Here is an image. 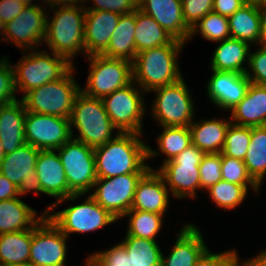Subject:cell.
<instances>
[{
  "instance_id": "48",
  "label": "cell",
  "mask_w": 266,
  "mask_h": 266,
  "mask_svg": "<svg viewBox=\"0 0 266 266\" xmlns=\"http://www.w3.org/2000/svg\"><path fill=\"white\" fill-rule=\"evenodd\" d=\"M26 5L18 0H0V19L4 24L21 14Z\"/></svg>"
},
{
  "instance_id": "59",
  "label": "cell",
  "mask_w": 266,
  "mask_h": 266,
  "mask_svg": "<svg viewBox=\"0 0 266 266\" xmlns=\"http://www.w3.org/2000/svg\"><path fill=\"white\" fill-rule=\"evenodd\" d=\"M258 7H266V0H261V2L258 4Z\"/></svg>"
},
{
  "instance_id": "13",
  "label": "cell",
  "mask_w": 266,
  "mask_h": 266,
  "mask_svg": "<svg viewBox=\"0 0 266 266\" xmlns=\"http://www.w3.org/2000/svg\"><path fill=\"white\" fill-rule=\"evenodd\" d=\"M66 238L46 216L32 227L29 264L33 266H65Z\"/></svg>"
},
{
  "instance_id": "25",
  "label": "cell",
  "mask_w": 266,
  "mask_h": 266,
  "mask_svg": "<svg viewBox=\"0 0 266 266\" xmlns=\"http://www.w3.org/2000/svg\"><path fill=\"white\" fill-rule=\"evenodd\" d=\"M39 152L36 147L25 143L5 154L0 161V174L18 187L22 179L33 177Z\"/></svg>"
},
{
  "instance_id": "33",
  "label": "cell",
  "mask_w": 266,
  "mask_h": 266,
  "mask_svg": "<svg viewBox=\"0 0 266 266\" xmlns=\"http://www.w3.org/2000/svg\"><path fill=\"white\" fill-rule=\"evenodd\" d=\"M243 161L248 174L260 186L266 174V125L251 127V140Z\"/></svg>"
},
{
  "instance_id": "42",
  "label": "cell",
  "mask_w": 266,
  "mask_h": 266,
  "mask_svg": "<svg viewBox=\"0 0 266 266\" xmlns=\"http://www.w3.org/2000/svg\"><path fill=\"white\" fill-rule=\"evenodd\" d=\"M87 260L92 266H128V253L118 243L110 250L92 254Z\"/></svg>"
},
{
  "instance_id": "9",
  "label": "cell",
  "mask_w": 266,
  "mask_h": 266,
  "mask_svg": "<svg viewBox=\"0 0 266 266\" xmlns=\"http://www.w3.org/2000/svg\"><path fill=\"white\" fill-rule=\"evenodd\" d=\"M205 153L191 144L174 159L164 162L158 173L177 198L195 197L200 188L199 165Z\"/></svg>"
},
{
  "instance_id": "45",
  "label": "cell",
  "mask_w": 266,
  "mask_h": 266,
  "mask_svg": "<svg viewBox=\"0 0 266 266\" xmlns=\"http://www.w3.org/2000/svg\"><path fill=\"white\" fill-rule=\"evenodd\" d=\"M248 64L253 71V76L250 72H246V76L251 83L257 85H266V46H260V49L253 54H249Z\"/></svg>"
},
{
  "instance_id": "57",
  "label": "cell",
  "mask_w": 266,
  "mask_h": 266,
  "mask_svg": "<svg viewBox=\"0 0 266 266\" xmlns=\"http://www.w3.org/2000/svg\"><path fill=\"white\" fill-rule=\"evenodd\" d=\"M3 31L2 32V34H3V36H4V31H5V24H4V22L0 19V31Z\"/></svg>"
},
{
  "instance_id": "41",
  "label": "cell",
  "mask_w": 266,
  "mask_h": 266,
  "mask_svg": "<svg viewBox=\"0 0 266 266\" xmlns=\"http://www.w3.org/2000/svg\"><path fill=\"white\" fill-rule=\"evenodd\" d=\"M221 153H205L199 165L200 188L209 189L222 180Z\"/></svg>"
},
{
  "instance_id": "6",
  "label": "cell",
  "mask_w": 266,
  "mask_h": 266,
  "mask_svg": "<svg viewBox=\"0 0 266 266\" xmlns=\"http://www.w3.org/2000/svg\"><path fill=\"white\" fill-rule=\"evenodd\" d=\"M53 57L46 51L27 54L18 64H15L14 85L24 94L30 90L40 87L48 82L61 79L72 67V62L66 58L52 53Z\"/></svg>"
},
{
  "instance_id": "4",
  "label": "cell",
  "mask_w": 266,
  "mask_h": 266,
  "mask_svg": "<svg viewBox=\"0 0 266 266\" xmlns=\"http://www.w3.org/2000/svg\"><path fill=\"white\" fill-rule=\"evenodd\" d=\"M69 122L80 133L74 139L92 148L111 141L112 132L117 129L107 115L102 99L89 97L82 91L76 96Z\"/></svg>"
},
{
  "instance_id": "29",
  "label": "cell",
  "mask_w": 266,
  "mask_h": 266,
  "mask_svg": "<svg viewBox=\"0 0 266 266\" xmlns=\"http://www.w3.org/2000/svg\"><path fill=\"white\" fill-rule=\"evenodd\" d=\"M232 122L223 120H203L191 123V140L204 153H221L225 144L226 132Z\"/></svg>"
},
{
  "instance_id": "21",
  "label": "cell",
  "mask_w": 266,
  "mask_h": 266,
  "mask_svg": "<svg viewBox=\"0 0 266 266\" xmlns=\"http://www.w3.org/2000/svg\"><path fill=\"white\" fill-rule=\"evenodd\" d=\"M120 14L111 11H86L84 46L87 56L101 55L108 47Z\"/></svg>"
},
{
  "instance_id": "50",
  "label": "cell",
  "mask_w": 266,
  "mask_h": 266,
  "mask_svg": "<svg viewBox=\"0 0 266 266\" xmlns=\"http://www.w3.org/2000/svg\"><path fill=\"white\" fill-rule=\"evenodd\" d=\"M19 196L18 187L0 174V201L10 200Z\"/></svg>"
},
{
  "instance_id": "36",
  "label": "cell",
  "mask_w": 266,
  "mask_h": 266,
  "mask_svg": "<svg viewBox=\"0 0 266 266\" xmlns=\"http://www.w3.org/2000/svg\"><path fill=\"white\" fill-rule=\"evenodd\" d=\"M124 216H129L128 236L155 240L162 226V214L141 210H130Z\"/></svg>"
},
{
  "instance_id": "53",
  "label": "cell",
  "mask_w": 266,
  "mask_h": 266,
  "mask_svg": "<svg viewBox=\"0 0 266 266\" xmlns=\"http://www.w3.org/2000/svg\"><path fill=\"white\" fill-rule=\"evenodd\" d=\"M248 266H266V251L260 253L257 257L245 262Z\"/></svg>"
},
{
  "instance_id": "40",
  "label": "cell",
  "mask_w": 266,
  "mask_h": 266,
  "mask_svg": "<svg viewBox=\"0 0 266 266\" xmlns=\"http://www.w3.org/2000/svg\"><path fill=\"white\" fill-rule=\"evenodd\" d=\"M222 179L230 183L243 185L247 190V185H251L258 192L259 185L248 174L244 161L225 156L221 153Z\"/></svg>"
},
{
  "instance_id": "31",
  "label": "cell",
  "mask_w": 266,
  "mask_h": 266,
  "mask_svg": "<svg viewBox=\"0 0 266 266\" xmlns=\"http://www.w3.org/2000/svg\"><path fill=\"white\" fill-rule=\"evenodd\" d=\"M32 228L0 235V266L29 264Z\"/></svg>"
},
{
  "instance_id": "43",
  "label": "cell",
  "mask_w": 266,
  "mask_h": 266,
  "mask_svg": "<svg viewBox=\"0 0 266 266\" xmlns=\"http://www.w3.org/2000/svg\"><path fill=\"white\" fill-rule=\"evenodd\" d=\"M181 3L184 21L192 28L205 15L213 11L214 0H181Z\"/></svg>"
},
{
  "instance_id": "35",
  "label": "cell",
  "mask_w": 266,
  "mask_h": 266,
  "mask_svg": "<svg viewBox=\"0 0 266 266\" xmlns=\"http://www.w3.org/2000/svg\"><path fill=\"white\" fill-rule=\"evenodd\" d=\"M164 131L158 136L159 149L166 154L164 161L174 159L184 149L192 144L189 126H164Z\"/></svg>"
},
{
  "instance_id": "20",
  "label": "cell",
  "mask_w": 266,
  "mask_h": 266,
  "mask_svg": "<svg viewBox=\"0 0 266 266\" xmlns=\"http://www.w3.org/2000/svg\"><path fill=\"white\" fill-rule=\"evenodd\" d=\"M168 194L164 179L150 168L137 183L131 210L164 215L169 204Z\"/></svg>"
},
{
  "instance_id": "3",
  "label": "cell",
  "mask_w": 266,
  "mask_h": 266,
  "mask_svg": "<svg viewBox=\"0 0 266 266\" xmlns=\"http://www.w3.org/2000/svg\"><path fill=\"white\" fill-rule=\"evenodd\" d=\"M86 10L76 4H66L55 10L52 21L46 20V34L44 41L54 54L66 58L69 62L77 51L85 52Z\"/></svg>"
},
{
  "instance_id": "32",
  "label": "cell",
  "mask_w": 266,
  "mask_h": 266,
  "mask_svg": "<svg viewBox=\"0 0 266 266\" xmlns=\"http://www.w3.org/2000/svg\"><path fill=\"white\" fill-rule=\"evenodd\" d=\"M136 52L171 44L175 39L166 32L151 16L136 9L135 28Z\"/></svg>"
},
{
  "instance_id": "28",
  "label": "cell",
  "mask_w": 266,
  "mask_h": 266,
  "mask_svg": "<svg viewBox=\"0 0 266 266\" xmlns=\"http://www.w3.org/2000/svg\"><path fill=\"white\" fill-rule=\"evenodd\" d=\"M36 214L17 197L0 201V235L32 228L42 217L36 219Z\"/></svg>"
},
{
  "instance_id": "44",
  "label": "cell",
  "mask_w": 266,
  "mask_h": 266,
  "mask_svg": "<svg viewBox=\"0 0 266 266\" xmlns=\"http://www.w3.org/2000/svg\"><path fill=\"white\" fill-rule=\"evenodd\" d=\"M13 68L6 58L0 60V106L17 100L14 95L16 89Z\"/></svg>"
},
{
  "instance_id": "24",
  "label": "cell",
  "mask_w": 266,
  "mask_h": 266,
  "mask_svg": "<svg viewBox=\"0 0 266 266\" xmlns=\"http://www.w3.org/2000/svg\"><path fill=\"white\" fill-rule=\"evenodd\" d=\"M232 111L233 124L246 127L266 125V85L250 83L244 98ZM239 121V122H238Z\"/></svg>"
},
{
  "instance_id": "11",
  "label": "cell",
  "mask_w": 266,
  "mask_h": 266,
  "mask_svg": "<svg viewBox=\"0 0 266 266\" xmlns=\"http://www.w3.org/2000/svg\"><path fill=\"white\" fill-rule=\"evenodd\" d=\"M144 174L127 173L97 178L93 185L96 190L90 196L114 218L120 219L131 210L137 183Z\"/></svg>"
},
{
  "instance_id": "61",
  "label": "cell",
  "mask_w": 266,
  "mask_h": 266,
  "mask_svg": "<svg viewBox=\"0 0 266 266\" xmlns=\"http://www.w3.org/2000/svg\"><path fill=\"white\" fill-rule=\"evenodd\" d=\"M85 264H86L85 266H92V265L88 262V260H87V262H86Z\"/></svg>"
},
{
  "instance_id": "56",
  "label": "cell",
  "mask_w": 266,
  "mask_h": 266,
  "mask_svg": "<svg viewBox=\"0 0 266 266\" xmlns=\"http://www.w3.org/2000/svg\"><path fill=\"white\" fill-rule=\"evenodd\" d=\"M4 155H5L4 154V150H3L2 143H1V140H0V161L2 160Z\"/></svg>"
},
{
  "instance_id": "1",
  "label": "cell",
  "mask_w": 266,
  "mask_h": 266,
  "mask_svg": "<svg viewBox=\"0 0 266 266\" xmlns=\"http://www.w3.org/2000/svg\"><path fill=\"white\" fill-rule=\"evenodd\" d=\"M139 135L118 132L111 141L94 148L97 178L146 173L150 169L145 161L158 153L140 141Z\"/></svg>"
},
{
  "instance_id": "37",
  "label": "cell",
  "mask_w": 266,
  "mask_h": 266,
  "mask_svg": "<svg viewBox=\"0 0 266 266\" xmlns=\"http://www.w3.org/2000/svg\"><path fill=\"white\" fill-rule=\"evenodd\" d=\"M196 27H199L201 35L210 41L219 42L230 38L228 17L214 11L209 12L192 26L190 37L198 32Z\"/></svg>"
},
{
  "instance_id": "39",
  "label": "cell",
  "mask_w": 266,
  "mask_h": 266,
  "mask_svg": "<svg viewBox=\"0 0 266 266\" xmlns=\"http://www.w3.org/2000/svg\"><path fill=\"white\" fill-rule=\"evenodd\" d=\"M207 191L214 203L216 202L217 206L224 209L235 208L247 195V189L243 185L230 183L223 179L212 185Z\"/></svg>"
},
{
  "instance_id": "38",
  "label": "cell",
  "mask_w": 266,
  "mask_h": 266,
  "mask_svg": "<svg viewBox=\"0 0 266 266\" xmlns=\"http://www.w3.org/2000/svg\"><path fill=\"white\" fill-rule=\"evenodd\" d=\"M229 125L222 154L231 158L244 160L251 140V127Z\"/></svg>"
},
{
  "instance_id": "8",
  "label": "cell",
  "mask_w": 266,
  "mask_h": 266,
  "mask_svg": "<svg viewBox=\"0 0 266 266\" xmlns=\"http://www.w3.org/2000/svg\"><path fill=\"white\" fill-rule=\"evenodd\" d=\"M88 59L91 70L86 90H81L85 95L102 99L133 82L132 62L103 55H91Z\"/></svg>"
},
{
  "instance_id": "14",
  "label": "cell",
  "mask_w": 266,
  "mask_h": 266,
  "mask_svg": "<svg viewBox=\"0 0 266 266\" xmlns=\"http://www.w3.org/2000/svg\"><path fill=\"white\" fill-rule=\"evenodd\" d=\"M46 216L67 237L74 232L94 231L117 220L90 195L83 204Z\"/></svg>"
},
{
  "instance_id": "27",
  "label": "cell",
  "mask_w": 266,
  "mask_h": 266,
  "mask_svg": "<svg viewBox=\"0 0 266 266\" xmlns=\"http://www.w3.org/2000/svg\"><path fill=\"white\" fill-rule=\"evenodd\" d=\"M221 42L213 54L211 69L245 74L248 70L242 64L249 59V43L231 37Z\"/></svg>"
},
{
  "instance_id": "12",
  "label": "cell",
  "mask_w": 266,
  "mask_h": 266,
  "mask_svg": "<svg viewBox=\"0 0 266 266\" xmlns=\"http://www.w3.org/2000/svg\"><path fill=\"white\" fill-rule=\"evenodd\" d=\"M134 82L102 98L105 111L121 133L141 134L144 103Z\"/></svg>"
},
{
  "instance_id": "49",
  "label": "cell",
  "mask_w": 266,
  "mask_h": 266,
  "mask_svg": "<svg viewBox=\"0 0 266 266\" xmlns=\"http://www.w3.org/2000/svg\"><path fill=\"white\" fill-rule=\"evenodd\" d=\"M245 4L244 0H214L213 11L229 17Z\"/></svg>"
},
{
  "instance_id": "22",
  "label": "cell",
  "mask_w": 266,
  "mask_h": 266,
  "mask_svg": "<svg viewBox=\"0 0 266 266\" xmlns=\"http://www.w3.org/2000/svg\"><path fill=\"white\" fill-rule=\"evenodd\" d=\"M26 112L22 100L0 106V140L4 154L13 152L26 143Z\"/></svg>"
},
{
  "instance_id": "47",
  "label": "cell",
  "mask_w": 266,
  "mask_h": 266,
  "mask_svg": "<svg viewBox=\"0 0 266 266\" xmlns=\"http://www.w3.org/2000/svg\"><path fill=\"white\" fill-rule=\"evenodd\" d=\"M237 256L235 250L212 254L207 249L194 266H239Z\"/></svg>"
},
{
  "instance_id": "52",
  "label": "cell",
  "mask_w": 266,
  "mask_h": 266,
  "mask_svg": "<svg viewBox=\"0 0 266 266\" xmlns=\"http://www.w3.org/2000/svg\"><path fill=\"white\" fill-rule=\"evenodd\" d=\"M259 13L261 23L259 44L266 46V7H259Z\"/></svg>"
},
{
  "instance_id": "54",
  "label": "cell",
  "mask_w": 266,
  "mask_h": 266,
  "mask_svg": "<svg viewBox=\"0 0 266 266\" xmlns=\"http://www.w3.org/2000/svg\"><path fill=\"white\" fill-rule=\"evenodd\" d=\"M50 5V7L55 8L56 6L66 5V4H78L83 3L82 0H44ZM60 3V4H59Z\"/></svg>"
},
{
  "instance_id": "23",
  "label": "cell",
  "mask_w": 266,
  "mask_h": 266,
  "mask_svg": "<svg viewBox=\"0 0 266 266\" xmlns=\"http://www.w3.org/2000/svg\"><path fill=\"white\" fill-rule=\"evenodd\" d=\"M206 250L199 229L188 224L182 228L167 259L162 254L161 266H194Z\"/></svg>"
},
{
  "instance_id": "55",
  "label": "cell",
  "mask_w": 266,
  "mask_h": 266,
  "mask_svg": "<svg viewBox=\"0 0 266 266\" xmlns=\"http://www.w3.org/2000/svg\"><path fill=\"white\" fill-rule=\"evenodd\" d=\"M245 3L248 4H259L261 2V0H244Z\"/></svg>"
},
{
  "instance_id": "7",
  "label": "cell",
  "mask_w": 266,
  "mask_h": 266,
  "mask_svg": "<svg viewBox=\"0 0 266 266\" xmlns=\"http://www.w3.org/2000/svg\"><path fill=\"white\" fill-rule=\"evenodd\" d=\"M55 151L63 164L69 190L80 195L91 190L97 179L94 148L72 137Z\"/></svg>"
},
{
  "instance_id": "34",
  "label": "cell",
  "mask_w": 266,
  "mask_h": 266,
  "mask_svg": "<svg viewBox=\"0 0 266 266\" xmlns=\"http://www.w3.org/2000/svg\"><path fill=\"white\" fill-rule=\"evenodd\" d=\"M121 244L128 253V266H161L162 253L155 240L126 234Z\"/></svg>"
},
{
  "instance_id": "26",
  "label": "cell",
  "mask_w": 266,
  "mask_h": 266,
  "mask_svg": "<svg viewBox=\"0 0 266 266\" xmlns=\"http://www.w3.org/2000/svg\"><path fill=\"white\" fill-rule=\"evenodd\" d=\"M135 28L136 10L129 14L120 15L108 47L101 55L133 62L137 54L134 39Z\"/></svg>"
},
{
  "instance_id": "18",
  "label": "cell",
  "mask_w": 266,
  "mask_h": 266,
  "mask_svg": "<svg viewBox=\"0 0 266 266\" xmlns=\"http://www.w3.org/2000/svg\"><path fill=\"white\" fill-rule=\"evenodd\" d=\"M138 9L151 16L175 40L186 42L191 28L182 13L181 0H138Z\"/></svg>"
},
{
  "instance_id": "58",
  "label": "cell",
  "mask_w": 266,
  "mask_h": 266,
  "mask_svg": "<svg viewBox=\"0 0 266 266\" xmlns=\"http://www.w3.org/2000/svg\"><path fill=\"white\" fill-rule=\"evenodd\" d=\"M20 2H22L24 5H33V3H31V1L33 0H18Z\"/></svg>"
},
{
  "instance_id": "60",
  "label": "cell",
  "mask_w": 266,
  "mask_h": 266,
  "mask_svg": "<svg viewBox=\"0 0 266 266\" xmlns=\"http://www.w3.org/2000/svg\"><path fill=\"white\" fill-rule=\"evenodd\" d=\"M5 266H33V265L25 264V265H5Z\"/></svg>"
},
{
  "instance_id": "2",
  "label": "cell",
  "mask_w": 266,
  "mask_h": 266,
  "mask_svg": "<svg viewBox=\"0 0 266 266\" xmlns=\"http://www.w3.org/2000/svg\"><path fill=\"white\" fill-rule=\"evenodd\" d=\"M183 45V42L174 40L171 44L137 53L132 62L133 82H138L145 90L143 92H149L180 80L177 54Z\"/></svg>"
},
{
  "instance_id": "46",
  "label": "cell",
  "mask_w": 266,
  "mask_h": 266,
  "mask_svg": "<svg viewBox=\"0 0 266 266\" xmlns=\"http://www.w3.org/2000/svg\"><path fill=\"white\" fill-rule=\"evenodd\" d=\"M87 0H82L86 2ZM94 7L86 11H111L120 15L129 14L138 8V0H93Z\"/></svg>"
},
{
  "instance_id": "10",
  "label": "cell",
  "mask_w": 266,
  "mask_h": 266,
  "mask_svg": "<svg viewBox=\"0 0 266 266\" xmlns=\"http://www.w3.org/2000/svg\"><path fill=\"white\" fill-rule=\"evenodd\" d=\"M154 91L157 98L153 104V115L162 127L189 126L194 122V106L183 78Z\"/></svg>"
},
{
  "instance_id": "51",
  "label": "cell",
  "mask_w": 266,
  "mask_h": 266,
  "mask_svg": "<svg viewBox=\"0 0 266 266\" xmlns=\"http://www.w3.org/2000/svg\"><path fill=\"white\" fill-rule=\"evenodd\" d=\"M31 190H34L36 194H38V192L43 193V190L41 188V185H40V182H39V179L36 173L33 174V177L22 179L20 185L18 186L19 195H24L27 191H31Z\"/></svg>"
},
{
  "instance_id": "30",
  "label": "cell",
  "mask_w": 266,
  "mask_h": 266,
  "mask_svg": "<svg viewBox=\"0 0 266 266\" xmlns=\"http://www.w3.org/2000/svg\"><path fill=\"white\" fill-rule=\"evenodd\" d=\"M230 37L241 41L259 43L260 13L257 4L246 3L228 17Z\"/></svg>"
},
{
  "instance_id": "19",
  "label": "cell",
  "mask_w": 266,
  "mask_h": 266,
  "mask_svg": "<svg viewBox=\"0 0 266 266\" xmlns=\"http://www.w3.org/2000/svg\"><path fill=\"white\" fill-rule=\"evenodd\" d=\"M212 71L207 84L208 97L222 109H233L246 95L250 80L246 74Z\"/></svg>"
},
{
  "instance_id": "16",
  "label": "cell",
  "mask_w": 266,
  "mask_h": 266,
  "mask_svg": "<svg viewBox=\"0 0 266 266\" xmlns=\"http://www.w3.org/2000/svg\"><path fill=\"white\" fill-rule=\"evenodd\" d=\"M35 173L43 193L57 198L56 203L49 206L44 214H49V211L66 199L74 200L80 197V194H73L69 190L63 164L55 150H40Z\"/></svg>"
},
{
  "instance_id": "5",
  "label": "cell",
  "mask_w": 266,
  "mask_h": 266,
  "mask_svg": "<svg viewBox=\"0 0 266 266\" xmlns=\"http://www.w3.org/2000/svg\"><path fill=\"white\" fill-rule=\"evenodd\" d=\"M73 67L59 80L48 82L26 93L21 99L26 111L69 118L81 88L74 81Z\"/></svg>"
},
{
  "instance_id": "15",
  "label": "cell",
  "mask_w": 266,
  "mask_h": 266,
  "mask_svg": "<svg viewBox=\"0 0 266 266\" xmlns=\"http://www.w3.org/2000/svg\"><path fill=\"white\" fill-rule=\"evenodd\" d=\"M25 141L39 150H56L72 138L69 118L26 112Z\"/></svg>"
},
{
  "instance_id": "17",
  "label": "cell",
  "mask_w": 266,
  "mask_h": 266,
  "mask_svg": "<svg viewBox=\"0 0 266 266\" xmlns=\"http://www.w3.org/2000/svg\"><path fill=\"white\" fill-rule=\"evenodd\" d=\"M46 20L42 7L26 5L20 15L5 24L4 36H7V41L13 40L18 48H34L45 38Z\"/></svg>"
}]
</instances>
